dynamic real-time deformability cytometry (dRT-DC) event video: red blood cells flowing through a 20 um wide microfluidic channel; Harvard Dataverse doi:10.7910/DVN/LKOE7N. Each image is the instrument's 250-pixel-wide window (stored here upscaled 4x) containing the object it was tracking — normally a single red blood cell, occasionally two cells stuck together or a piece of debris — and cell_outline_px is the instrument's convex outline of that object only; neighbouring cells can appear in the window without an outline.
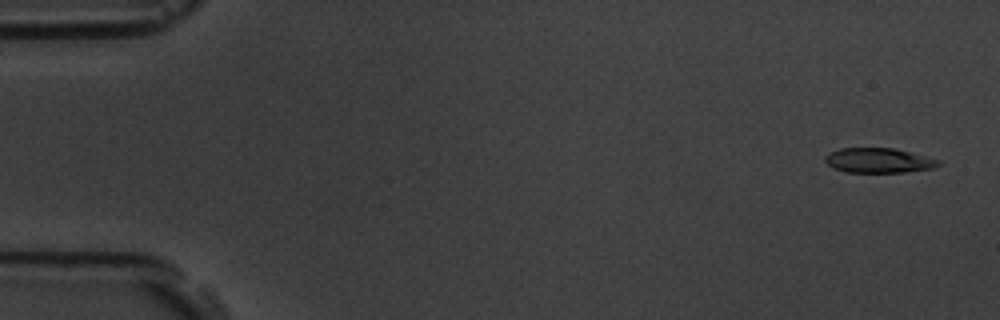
{"species": "common noctule bat (a hibernating species)", "species_latin": "Nyctalus noctula", "temperature_condition": "room temperature", "stored_images_in_passage": 6, "camera_frame_rate_fps": 3000, "um_per_image_px": 0.085, "animal": {"sex": "male", "body_mass_g": 19.5, "forearm_length_mm": 54.6}, "frame": {"image": 1, "passage_image": 1, "time_ms": 0.0, "image_size_px": [1000, 320], "cell_outline_px": [[940, 164], [932, 168], [904, 172], [844, 172], [832, 168], [824, 160], [824, 156], [828, 152], [840, 148], [892, 148], [940, 160]], "centroid_in_image_um": [74.6, 13.64], "position_along_channel_um": 10.4, "area_um2": 16.3}}